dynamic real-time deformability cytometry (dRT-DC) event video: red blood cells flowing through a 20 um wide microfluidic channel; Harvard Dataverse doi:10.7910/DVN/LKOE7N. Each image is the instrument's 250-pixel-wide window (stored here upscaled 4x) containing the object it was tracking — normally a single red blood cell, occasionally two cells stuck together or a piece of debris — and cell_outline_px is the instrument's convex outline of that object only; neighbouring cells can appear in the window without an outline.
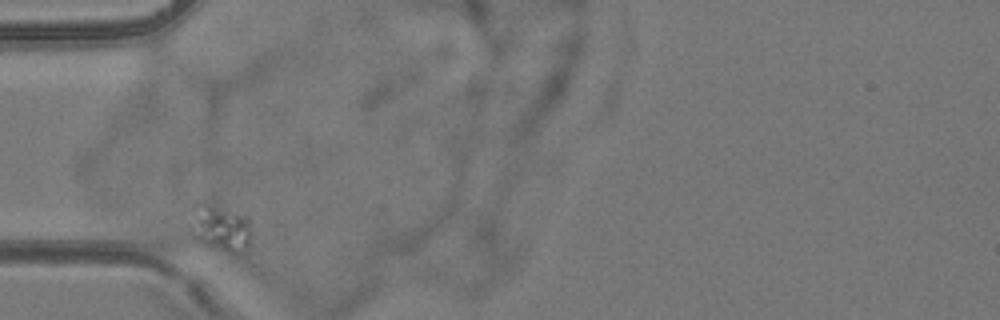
{"species": "common noctule bat (a hibernating species)", "species_latin": "Nyctalus noctula", "temperature_condition": "room temperature", "stored_images_in_passage": 2, "camera_frame_rate_fps": 3000, "um_per_image_px": 0.085, "animal": {"sex": "female", "body_mass_g": 24.6, "forearm_length_mm": 56.2}, "frame": {"image": 1, "passage_image": 1, "time_ms": 0.0, "image_size_px": [1000, 320], "cell_outline_px": [[248, 244], [232, 252], [228, 252], [204, 244], [200, 240], [200, 220], [204, 204], [248, 216]], "centroid_in_image_um": [19.0, 19.46], "position_along_channel_um": 66.0, "area_um2": 13.06}}